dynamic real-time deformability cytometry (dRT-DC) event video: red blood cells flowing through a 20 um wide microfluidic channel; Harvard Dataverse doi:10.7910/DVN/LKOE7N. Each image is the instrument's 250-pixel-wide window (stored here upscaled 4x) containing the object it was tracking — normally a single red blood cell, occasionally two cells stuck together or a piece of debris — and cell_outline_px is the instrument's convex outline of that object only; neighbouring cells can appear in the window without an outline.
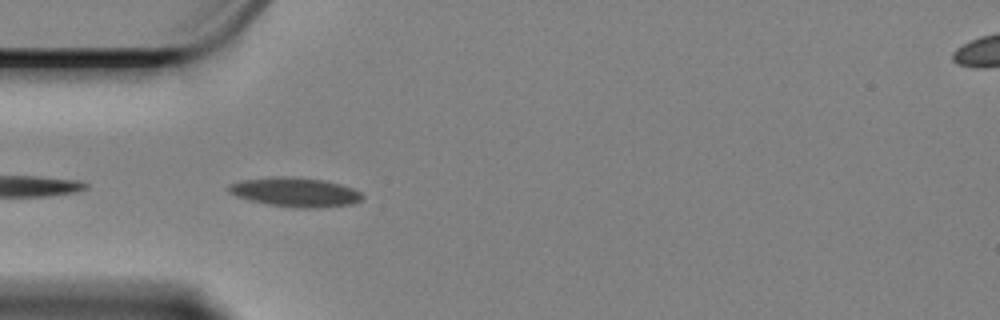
{"species": "Egyptian fruit bat (a non-hibernating species)", "species_latin": "Rousettus aegyptiacus", "temperature_condition": "cold", "stored_images_in_passage": 7, "camera_frame_rate_fps": 3000, "um_per_image_px": 0.085, "animal": {"sex": "female"}, "frame": {"image": 1, "passage_image": 2, "time_ms": 0.333, "image_size_px": [1000, 320], "cell_outline_px": [[364, 196], [360, 200], [352, 204], [316, 208], [296, 208], [268, 204], [248, 200], [236, 196], [228, 192], [228, 188], [232, 184], [244, 180], [280, 176], [292, 176], [320, 180], [340, 184], [352, 188], [360, 192]], "centroid_in_image_um": [25.1, 16.34], "position_along_channel_um": 59.9, "area_um2": 22.54}}